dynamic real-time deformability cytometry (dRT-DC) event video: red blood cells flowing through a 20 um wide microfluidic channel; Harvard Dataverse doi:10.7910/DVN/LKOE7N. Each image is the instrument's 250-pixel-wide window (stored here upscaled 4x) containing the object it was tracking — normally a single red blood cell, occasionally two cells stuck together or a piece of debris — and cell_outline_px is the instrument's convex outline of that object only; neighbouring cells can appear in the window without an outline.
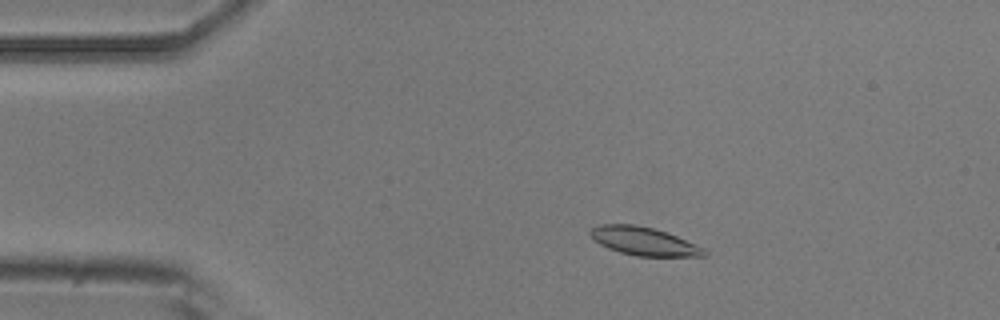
{"species": "common noctule bat (a hibernating species)", "species_latin": "Nyctalus noctula", "temperature_condition": "room temperature", "stored_images_in_passage": 51, "camera_frame_rate_fps": 3000, "um_per_image_px": 0.085, "animal": {"sex": "male", "body_mass_g": 20.5, "forearm_length_mm": 52.5}, "frame": {"image": 1, "passage_image": 9, "time_ms": 2.667, "image_size_px": [1000, 320], "cell_outline_px": [[708, 256], [636, 256], [620, 252], [608, 248], [600, 244], [588, 232], [592, 228], [600, 224], [636, 224], [668, 232], [704, 248], [708, 252]], "centroid_in_image_um": [54.75, 20.5], "position_along_channel_um": 30.2, "area_um2": 18.73}}
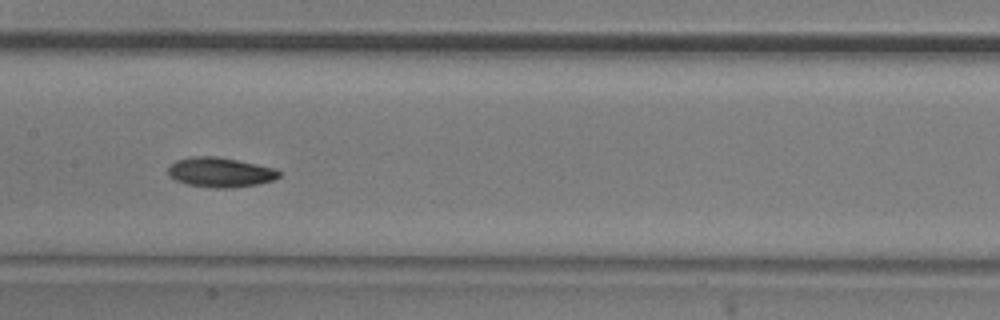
{"frame": {"image": 2, "passage_image": 25, "time_ms": 8.0, "image_size_px": [1000, 320], "cell_outline_px": [[280, 176], [272, 180], [256, 184], [232, 188], [216, 188], [188, 184], [176, 180], [168, 176], [168, 168], [176, 160], [196, 156], [216, 156], [276, 168], [280, 172]], "centroid_in_image_um": [18.72, 14.64], "position_along_channel_um": 188.7, "area_um2": 19.02}}
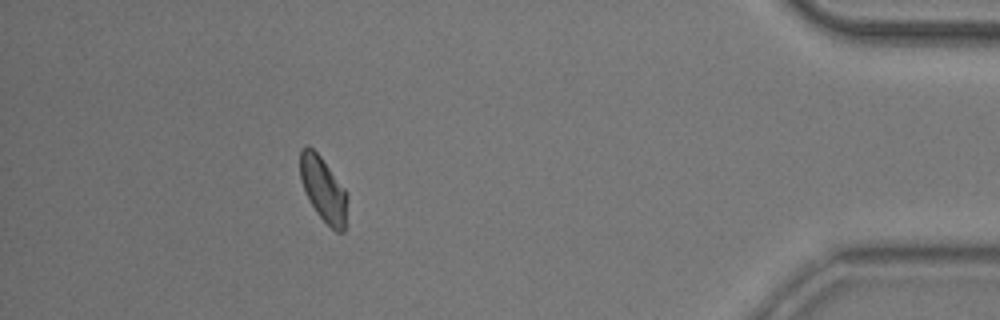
{"frame": {"image": 3, "passage_image": 46, "time_ms": 15.0, "image_size_px": [1000, 320], "cell_outline_px": [[348, 196], [344, 232], [336, 232], [316, 212], [304, 188], [300, 176], [300, 148], [308, 144], [320, 156], [344, 188]], "centroid_in_image_um": [27.49, 16.07], "position_along_channel_um": 407.7, "area_um2": 17.46}, "authors_computed_cell_mechanics": {"area_um2": 18.4382, "velocity_mm_per_s": 3.8993, "shape_relaxation_time_tau1_ms": 3.5916, "shape_relaxation_time_tau2_ms": null, "deformation_change_tau1": 0.1144, "deformation_change_tau2": null}}